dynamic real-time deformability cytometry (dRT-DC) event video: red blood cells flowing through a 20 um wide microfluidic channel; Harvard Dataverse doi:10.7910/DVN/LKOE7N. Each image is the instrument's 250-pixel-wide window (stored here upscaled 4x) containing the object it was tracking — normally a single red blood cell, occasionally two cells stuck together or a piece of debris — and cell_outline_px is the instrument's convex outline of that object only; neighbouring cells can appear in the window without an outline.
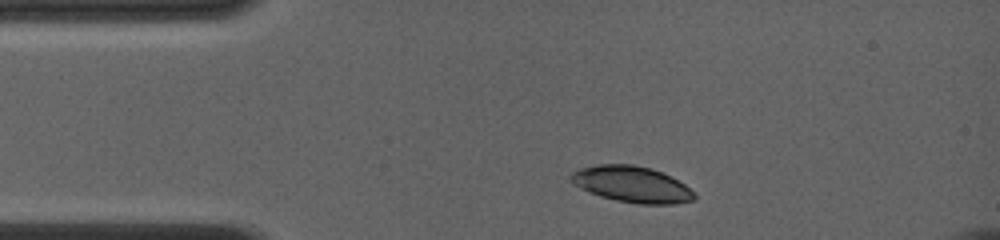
{"species": "common noctule bat (a hibernating species)", "species_latin": "Nyctalus noctula", "temperature_condition": "room temperature", "stored_images_in_passage": 2, "camera_frame_rate_fps": 4000, "um_per_image_px": 0.085, "animal": {"sex": "female", "body_mass_g": 19.0, "forearm_length_mm": 56.7}, "frame": {"image": 1, "passage_image": 1, "time_ms": 0.0, "image_size_px": [1000, 240], "cell_outline_px": [[696, 196], [692, 200], [672, 204], [640, 204], [616, 200], [600, 196], [588, 192], [580, 188], [568, 176], [576, 168], [596, 164], [632, 164], [652, 168], [684, 184]], "centroid_in_image_um": [53.64, 15.65], "position_along_channel_um": 31.4, "area_um2": 25.84}}